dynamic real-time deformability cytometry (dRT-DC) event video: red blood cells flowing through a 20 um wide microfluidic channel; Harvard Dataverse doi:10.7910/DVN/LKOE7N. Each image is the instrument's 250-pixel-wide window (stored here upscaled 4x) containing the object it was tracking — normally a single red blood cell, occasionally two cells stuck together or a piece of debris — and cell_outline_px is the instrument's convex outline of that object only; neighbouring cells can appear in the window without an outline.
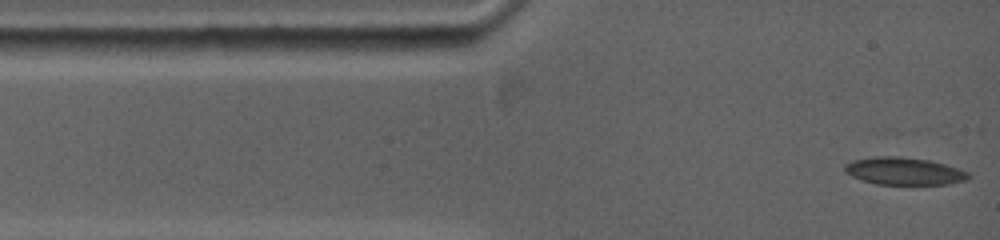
{"species": "common noctule bat (a hibernating species)", "species_latin": "Nyctalus noctula", "temperature_condition": "warm", "stored_images_in_passage": 8, "camera_frame_rate_fps": 5000, "um_per_image_px": 0.085, "animal": {"sex": "female", "body_mass_g": 19.0, "forearm_length_mm": 53.3}, "frame": {"image": 1, "passage_image": 1, "time_ms": 0.0, "image_size_px": [1000, 240], "cell_outline_px": [[972, 176], [968, 180], [948, 184], [876, 184], [852, 176], [844, 172], [844, 164], [852, 160], [876, 156], [900, 156], [928, 160], [944, 164], [968, 172]], "centroid_in_image_um": [76.84, 14.54], "position_along_channel_um": 8.2, "area_um2": 19.77}}
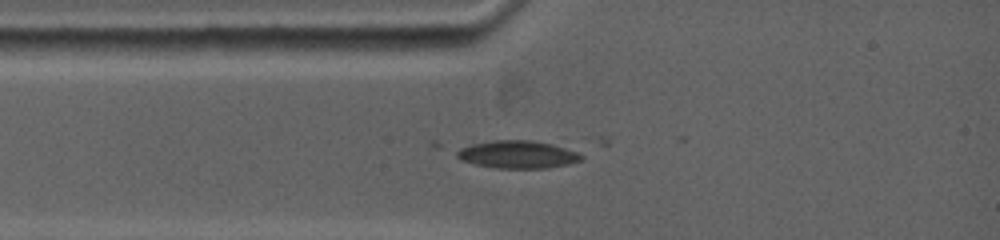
{"frame": {"image": 2, "passage_image": 4, "time_ms": 2.0, "image_size_px": [1000, 240], "cell_outline_px": [[584, 156], [580, 160], [568, 164], [548, 168], [496, 168], [476, 164], [460, 160], [456, 156], [456, 152], [460, 148], [472, 144], [496, 140], [532, 140], [552, 144], [576, 152]], "centroid_in_image_um": [43.98, 13.13], "position_along_channel_um": 41.0, "area_um2": 19.88}}